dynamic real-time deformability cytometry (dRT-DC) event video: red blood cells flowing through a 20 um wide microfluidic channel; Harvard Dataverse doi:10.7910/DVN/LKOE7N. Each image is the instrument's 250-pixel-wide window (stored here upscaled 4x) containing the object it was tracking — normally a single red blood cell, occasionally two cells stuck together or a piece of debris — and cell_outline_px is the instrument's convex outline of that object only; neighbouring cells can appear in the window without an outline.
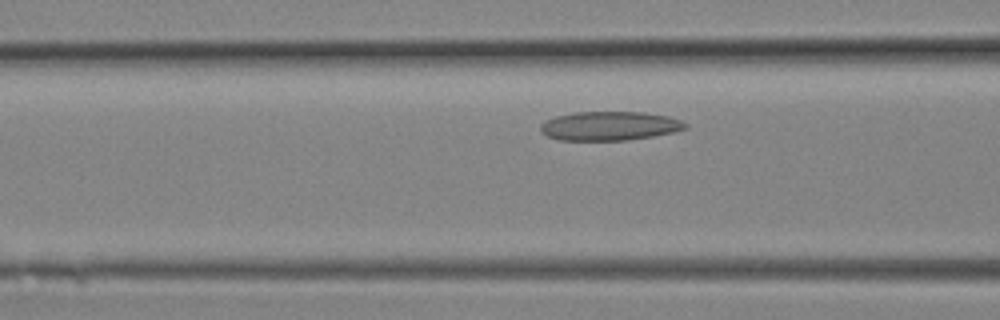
{"species": "Egyptian fruit bat (a non-hibernating species)", "species_latin": "Rousettus aegyptiacus", "temperature_condition": "room temperature", "stored_images_in_passage": 8, "segment_of_instrument_passage": [2, 2], "camera_frame_rate_fps": 3000, "um_per_image_px": 0.085, "animal": {"sex": "female"}, "frame": {"image": 1, "passage_image": 8, "time_ms": 2.333, "image_size_px": [1000, 320], "cell_outline_px": [[688, 128], [676, 132], [628, 140], [556, 140], [540, 132], [540, 124], [544, 120], [556, 116], [572, 112], [644, 112], [668, 116], [680, 120], [688, 124]], "centroid_in_image_um": [51.8, 10.7], "position_along_channel_um": 114.8, "area_um2": 24.74}}